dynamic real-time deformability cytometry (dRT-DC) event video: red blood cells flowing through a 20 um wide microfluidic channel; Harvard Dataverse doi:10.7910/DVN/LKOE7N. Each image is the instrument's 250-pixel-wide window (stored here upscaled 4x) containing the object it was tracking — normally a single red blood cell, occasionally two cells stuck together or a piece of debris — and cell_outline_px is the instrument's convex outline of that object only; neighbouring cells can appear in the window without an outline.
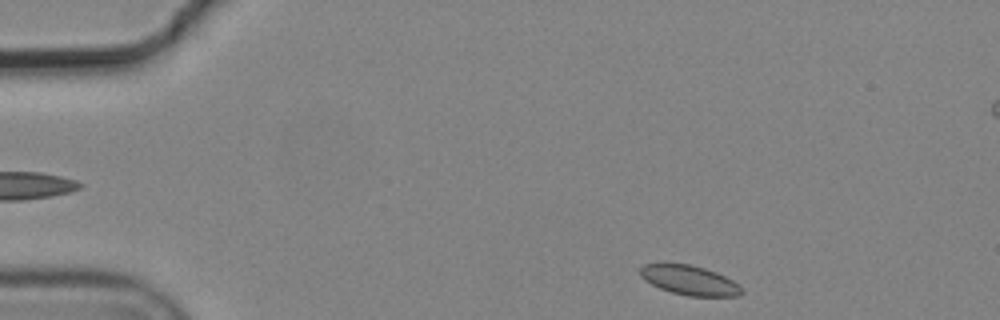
{"species": "common noctule bat (a hibernating species)", "species_latin": "Nyctalus noctula", "temperature_condition": "cold", "stored_images_in_passage": 6, "segment_of_instrument_passage": [2, 2], "camera_frame_rate_fps": 3000, "um_per_image_px": 0.085, "animal": {"sex": "male", "body_mass_g": 19.2, "forearm_length_mm": 51.8}, "frame": {"image": 1, "passage_image": 6, "time_ms": 1.667, "image_size_px": [1000, 320], "cell_outline_px": [[744, 292], [740, 296], [688, 296], [672, 292], [660, 288], [644, 280], [640, 276], [640, 268], [644, 264], [688, 264], [704, 268], [716, 272], [740, 284], [744, 288]], "centroid_in_image_um": [58.65, 23.83], "position_along_channel_um": 26.3, "area_um2": 17.46}}